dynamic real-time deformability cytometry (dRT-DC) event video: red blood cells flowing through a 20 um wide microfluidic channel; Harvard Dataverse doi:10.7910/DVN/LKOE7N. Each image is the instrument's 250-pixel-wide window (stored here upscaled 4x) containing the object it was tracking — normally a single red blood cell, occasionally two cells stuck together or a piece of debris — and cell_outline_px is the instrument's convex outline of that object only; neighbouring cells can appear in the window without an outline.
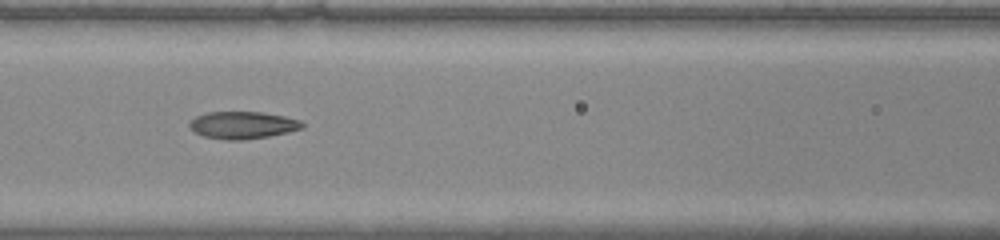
{"species": "common noctule bat (a hibernating species)", "species_latin": "Nyctalus noctula", "temperature_condition": "warm", "stored_images_in_passage": 26, "camera_frame_rate_fps": 3000, "um_per_image_px": 0.085, "animal": {"sex": "male", "body_mass_g": 20.0, "forearm_length_mm": 53.3}, "frame": {"image": 1, "passage_image": 7, "time_ms": 2.0, "image_size_px": [1000, 240], "cell_outline_px": [[304, 128], [288, 132], [268, 136], [240, 140], [228, 140], [204, 136], [196, 132], [188, 124], [196, 116], [208, 112], [260, 112], [284, 116], [300, 120], [304, 124]], "centroid_in_image_um": [20.66, 10.63], "position_along_channel_um": 145.9, "area_um2": 17.69}}
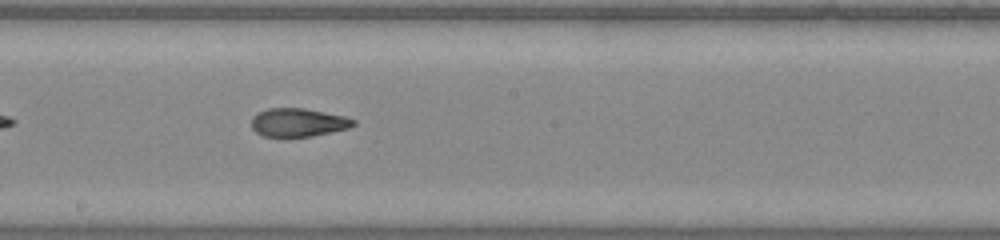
{"frame": {"image": 2, "passage_image": 12, "time_ms": 3.667, "image_size_px": [1000, 240], "cell_outline_px": [[356, 124], [348, 128], [332, 132], [312, 136], [284, 140], [264, 136], [256, 132], [252, 128], [252, 116], [256, 112], [268, 108], [304, 108], [344, 116], [356, 120]], "centroid_in_image_um": [25.29, 10.45], "position_along_channel_um": 222.9, "area_um2": 17.51}}
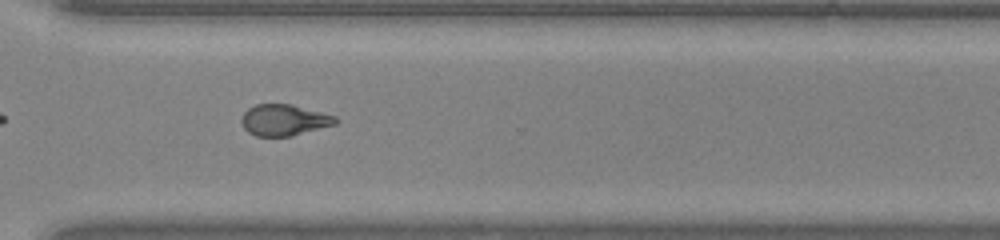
{"frame": {"image": 3, "passage_image": 20, "time_ms": 6.333, "image_size_px": [1000, 240], "cell_outline_px": [[336, 124], [292, 136], [256, 136], [248, 132], [244, 128], [240, 120], [244, 112], [248, 108], [256, 104], [292, 104], [336, 116]], "centroid_in_image_um": [24.12, 10.2], "position_along_channel_um": 346.5, "area_um2": 17.11}}